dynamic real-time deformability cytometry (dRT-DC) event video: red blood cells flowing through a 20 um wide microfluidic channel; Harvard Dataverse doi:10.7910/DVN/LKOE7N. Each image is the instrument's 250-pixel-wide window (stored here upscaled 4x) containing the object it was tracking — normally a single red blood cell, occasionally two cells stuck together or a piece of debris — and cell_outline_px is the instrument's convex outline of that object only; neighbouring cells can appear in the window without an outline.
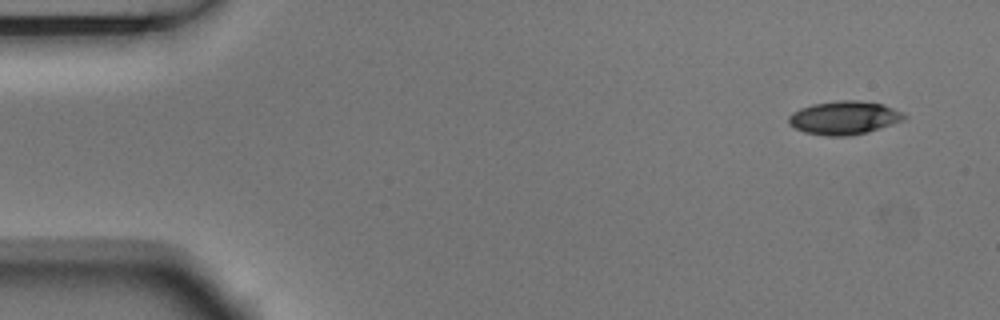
{"species": "Egyptian fruit bat (a non-hibernating species)", "species_latin": "Rousettus aegyptiacus", "temperature_condition": "room temperature", "stored_images_in_passage": 9, "camera_frame_rate_fps": 3000, "um_per_image_px": 0.085, "animal": {"sex": "male"}, "frame": {"image": 1, "passage_image": 1, "time_ms": 0.0, "image_size_px": [1000, 320], "cell_outline_px": [[908, 116], [904, 120], [868, 132], [848, 136], [824, 136], [804, 132], [788, 124], [788, 116], [792, 112], [800, 108], [812, 104], [840, 100], [856, 100], [884, 104], [904, 112]], "centroid_in_image_um": [71.76, 10.01], "position_along_channel_um": 13.2, "area_um2": 22.72}}
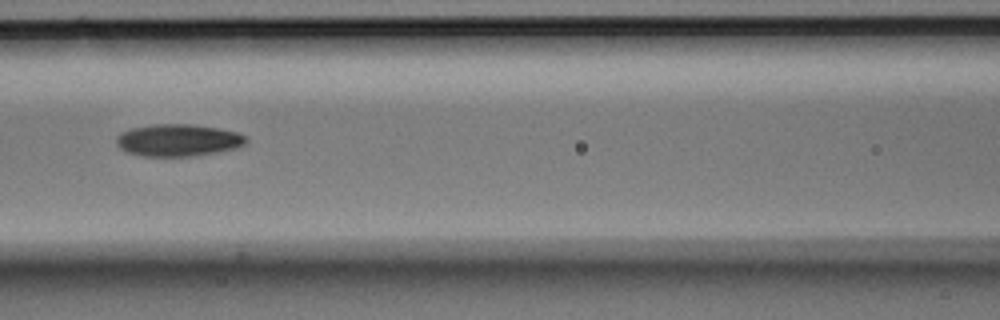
{"frame": {"image": 2, "passage_image": 6, "time_ms": 1.667, "image_size_px": [1000, 320], "cell_outline_px": [[248, 140], [244, 144], [236, 148], [196, 156], [140, 156], [124, 152], [116, 144], [116, 136], [120, 132], [132, 128], [152, 124], [188, 124], [216, 128], [236, 132], [244, 136]], "centroid_in_image_um": [15.07, 11.92], "position_along_channel_um": 151.5, "area_um2": 24.33}}
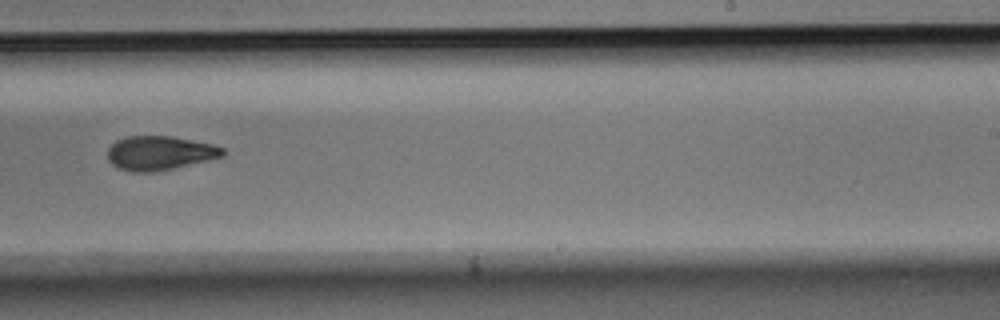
{"frame": {"image": 3, "passage_image": 9, "time_ms": 2.667, "image_size_px": [1000, 320], "cell_outline_px": [[224, 156], [208, 160], [172, 168], [152, 172], [132, 172], [120, 168], [112, 164], [108, 160], [108, 148], [116, 140], [128, 136], [172, 136], [212, 144], [224, 148]], "centroid_in_image_um": [13.56, 13.0], "position_along_channel_um": 275.4, "area_um2": 22.72}}